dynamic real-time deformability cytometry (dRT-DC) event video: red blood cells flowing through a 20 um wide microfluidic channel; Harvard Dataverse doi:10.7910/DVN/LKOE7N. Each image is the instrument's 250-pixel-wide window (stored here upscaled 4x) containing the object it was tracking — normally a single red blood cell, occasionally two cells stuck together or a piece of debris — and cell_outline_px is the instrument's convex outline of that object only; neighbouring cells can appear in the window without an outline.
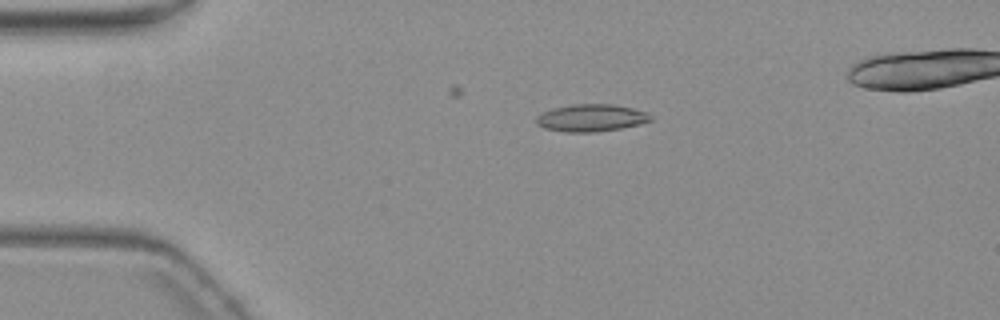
{"species": "common noctule bat (a hibernating species)", "species_latin": "Nyctalus noctula", "temperature_condition": "warm", "stored_images_in_passage": 6, "camera_frame_rate_fps": 3000, "um_per_image_px": 0.085, "animal": {"sex": "female", "body_mass_g": 19.3, "forearm_length_mm": 54.1}, "frame": {"image": 1, "passage_image": 3, "time_ms": 3.333, "image_size_px": [1000, 320], "cell_outline_px": [[652, 120], [640, 124], [620, 128], [596, 132], [564, 132], [544, 128], [536, 124], [536, 116], [540, 112], [552, 108], [572, 104], [612, 104], [632, 108], [644, 112], [652, 116]], "centroid_in_image_um": [50.19, 10.02], "position_along_channel_um": 34.8, "area_um2": 18.26}}
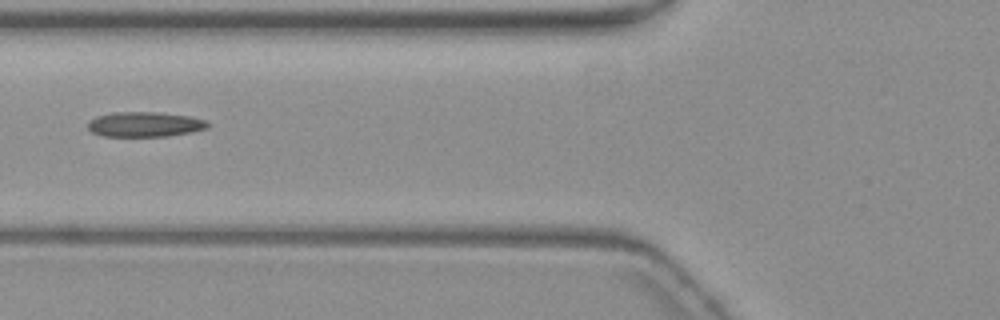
{"frame": {"image": 2, "passage_image": 6, "time_ms": 6.667, "image_size_px": [1000, 320], "cell_outline_px": [[208, 128], [192, 132], [168, 136], [100, 136], [92, 132], [88, 128], [88, 120], [96, 116], [116, 112], [160, 112], [188, 116], [204, 120], [208, 124]], "centroid_in_image_um": [12.27, 10.57], "position_along_channel_um": 113.5, "area_um2": 17.46}}